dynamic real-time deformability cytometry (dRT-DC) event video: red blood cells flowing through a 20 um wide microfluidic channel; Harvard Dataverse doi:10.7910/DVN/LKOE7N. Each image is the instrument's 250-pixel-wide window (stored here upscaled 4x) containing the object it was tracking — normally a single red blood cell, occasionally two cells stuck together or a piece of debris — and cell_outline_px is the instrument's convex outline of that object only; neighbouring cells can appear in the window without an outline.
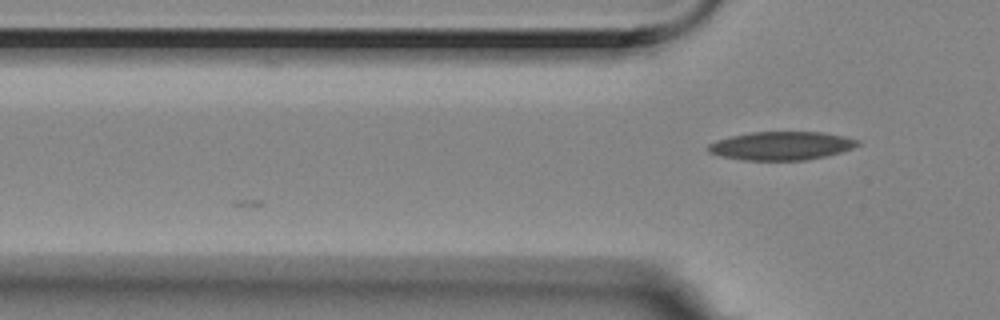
{"species": "Egyptian fruit bat (a non-hibernating species)", "species_latin": "Rousettus aegyptiacus", "temperature_condition": "room temperature", "stored_images_in_passage": 2, "camera_frame_rate_fps": 3000, "um_per_image_px": 0.085, "animal": {"sex": "female"}, "frame": {"image": 1, "passage_image": 2, "time_ms": 0.333, "image_size_px": [1000, 320], "cell_outline_px": [[860, 144], [852, 148], [840, 152], [824, 156], [804, 160], [740, 160], [720, 156], [708, 152], [704, 148], [708, 144], [716, 140], [732, 136], [752, 132], [824, 132], [844, 136], [860, 140]], "centroid_in_image_um": [66.37, 12.39], "position_along_channel_um": 59.4, "area_um2": 24.85}}